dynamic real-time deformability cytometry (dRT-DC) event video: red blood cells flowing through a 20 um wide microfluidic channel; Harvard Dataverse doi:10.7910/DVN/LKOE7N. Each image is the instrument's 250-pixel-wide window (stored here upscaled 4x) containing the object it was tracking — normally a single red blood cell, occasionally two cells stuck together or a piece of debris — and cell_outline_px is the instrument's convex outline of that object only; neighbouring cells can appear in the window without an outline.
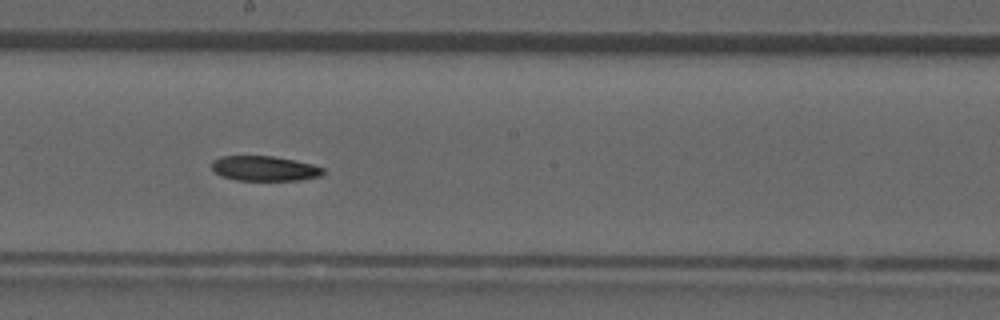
{"species": "common noctule bat (a hibernating species)", "species_latin": "Nyctalus noctula", "temperature_condition": "room temperature", "stored_images_in_passage": 31, "camera_frame_rate_fps": 3000, "um_per_image_px": 0.085, "animal": {"sex": "male", "forearm_length_mm": 52.5}, "frame": {"image": 1, "passage_image": 14, "time_ms": 4.333, "image_size_px": [1000, 320], "cell_outline_px": [[324, 172], [320, 176], [300, 180], [236, 180], [220, 176], [212, 172], [212, 160], [220, 156], [272, 156], [312, 164], [324, 168]], "centroid_in_image_um": [22.43, 14.32], "position_along_channel_um": 225.8, "area_um2": 16.24}}